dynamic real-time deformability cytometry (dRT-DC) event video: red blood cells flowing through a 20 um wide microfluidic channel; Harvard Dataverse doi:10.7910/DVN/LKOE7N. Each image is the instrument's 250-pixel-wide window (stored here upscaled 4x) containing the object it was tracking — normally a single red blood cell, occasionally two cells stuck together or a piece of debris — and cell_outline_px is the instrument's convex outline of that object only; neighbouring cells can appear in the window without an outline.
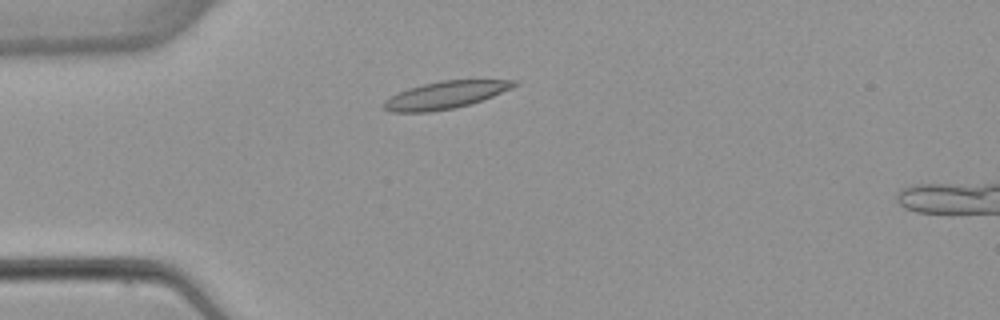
{"species": "common noctule bat (a hibernating species)", "species_latin": "Nyctalus noctula", "temperature_condition": "warm", "stored_images_in_passage": 4, "camera_frame_rate_fps": 3000, "um_per_image_px": 0.085, "animal": {"sex": "female", "body_mass_g": 22.7, "forearm_length_mm": 54.2}, "frame": {"image": 1, "passage_image": 3, "time_ms": 2.333, "image_size_px": [1000, 320], "cell_outline_px": [[520, 84], [512, 88], [492, 96], [456, 108], [428, 112], [392, 112], [384, 108], [380, 104], [384, 100], [408, 88], [440, 80], [520, 80]], "centroid_in_image_um": [37.86, 8.07], "position_along_channel_um": 47.1, "area_um2": 20.69}}